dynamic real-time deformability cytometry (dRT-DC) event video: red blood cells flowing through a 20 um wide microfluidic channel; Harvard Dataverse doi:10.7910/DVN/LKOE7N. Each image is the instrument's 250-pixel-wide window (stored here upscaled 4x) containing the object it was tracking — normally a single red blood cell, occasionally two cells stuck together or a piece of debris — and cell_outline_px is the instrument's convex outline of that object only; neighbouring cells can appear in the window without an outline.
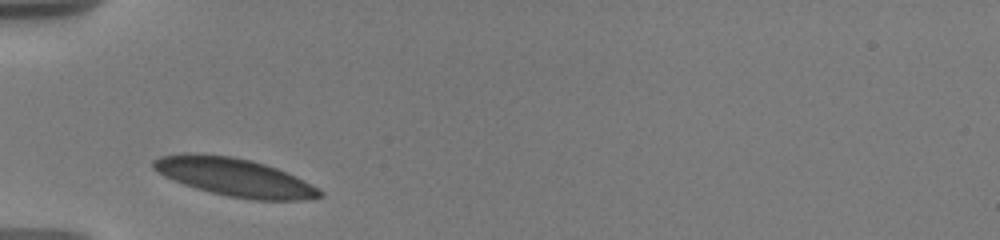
{"species": "human", "species_latin": "Homo sapiens", "temperature_condition": "warm", "stored_images_in_passage": 2, "camera_frame_rate_fps": 3000, "um_per_image_px": 0.085, "donor": {"sex": "male"}, "frame": {"image": 1, "passage_image": 1, "time_ms": 0.0, "image_size_px": [1000, 240], "cell_outline_px": [[324, 196], [308, 200], [252, 200], [228, 196], [196, 188], [184, 184], [164, 176], [152, 168], [152, 160], [160, 156], [188, 152], [232, 156], [264, 164], [276, 168], [296, 176], [324, 192]], "centroid_in_image_um": [19.93, 15.06], "position_along_channel_um": 65.1, "area_um2": 36.88}}